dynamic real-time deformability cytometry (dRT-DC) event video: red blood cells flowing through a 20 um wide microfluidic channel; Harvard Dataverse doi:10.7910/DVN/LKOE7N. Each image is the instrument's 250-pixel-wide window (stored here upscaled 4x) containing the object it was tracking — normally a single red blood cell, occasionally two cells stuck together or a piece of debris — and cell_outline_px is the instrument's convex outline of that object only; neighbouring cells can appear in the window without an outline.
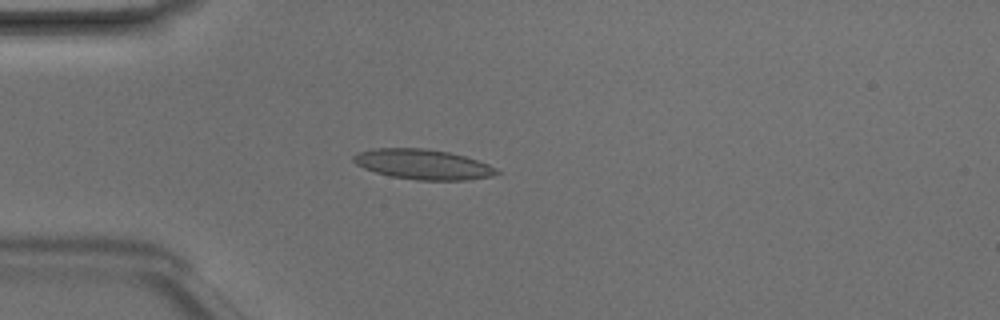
{"species": "Egyptian fruit bat (a non-hibernating species)", "species_latin": "Rousettus aegyptiacus", "temperature_condition": "room temperature", "stored_images_in_passage": 48, "camera_frame_rate_fps": 3000, "um_per_image_px": 0.085, "animal": {"sex": "male"}, "frame": {"image": 1, "passage_image": 13, "time_ms": 4.0, "image_size_px": [1000, 320], "cell_outline_px": [[500, 172], [492, 176], [468, 180], [416, 180], [392, 176], [376, 172], [364, 168], [356, 164], [352, 160], [352, 156], [356, 152], [372, 148], [424, 148], [448, 152], [464, 156], [488, 164], [496, 168]], "centroid_in_image_um": [35.92, 13.96], "position_along_channel_um": 49.1, "area_um2": 25.09}}
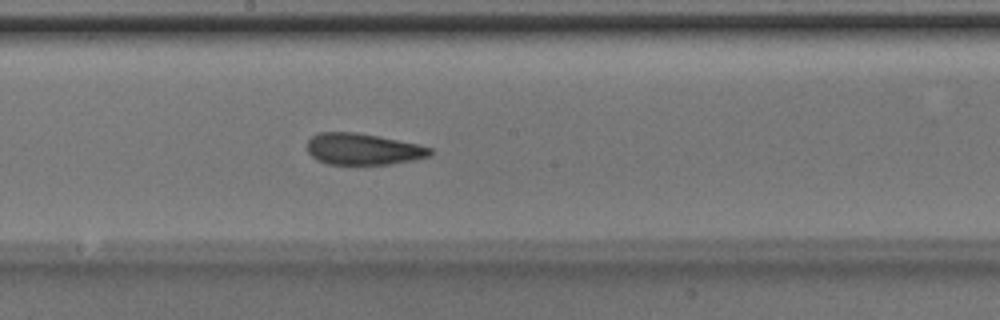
{"frame": {"image": 2, "passage_image": 26, "time_ms": 8.333, "image_size_px": [1000, 320], "cell_outline_px": [[432, 156], [416, 160], [392, 164], [328, 164], [316, 160], [308, 152], [308, 140], [316, 132], [356, 132], [380, 136], [420, 144], [432, 148]], "centroid_in_image_um": [30.9, 12.67], "position_along_channel_um": 217.3, "area_um2": 22.89}}
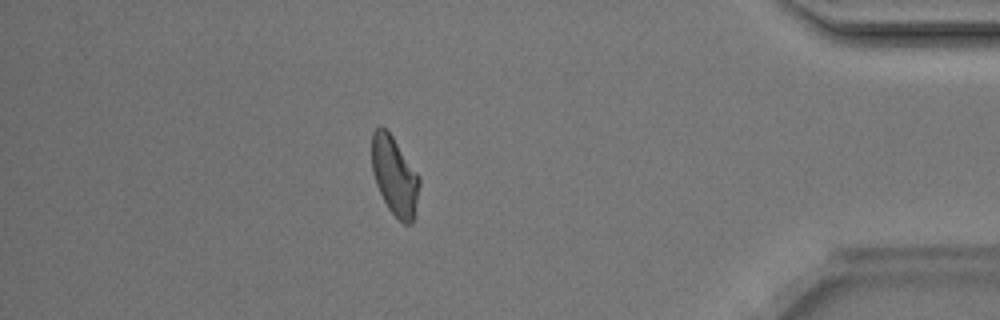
{"frame": {"image": 3, "passage_image": 42, "time_ms": 13.667, "image_size_px": [1000, 320], "cell_outline_px": [[420, 184], [412, 224], [404, 224], [388, 208], [376, 184], [372, 172], [372, 132], [380, 124], [392, 136], [420, 176]], "centroid_in_image_um": [33.54, 14.93], "position_along_channel_um": 401.7, "area_um2": 21.62}, "authors_computed_cell_mechanics": {"area_um2": 23.2067, "velocity_mm_per_s": 4.1936, "shape_relaxation_time_tau1_ms": 3.7788, "shape_relaxation_time_tau2_ms": 2.1967, "deformation_change_tau1": 0.1377, "deformation_change_tau2": 0.0826}}